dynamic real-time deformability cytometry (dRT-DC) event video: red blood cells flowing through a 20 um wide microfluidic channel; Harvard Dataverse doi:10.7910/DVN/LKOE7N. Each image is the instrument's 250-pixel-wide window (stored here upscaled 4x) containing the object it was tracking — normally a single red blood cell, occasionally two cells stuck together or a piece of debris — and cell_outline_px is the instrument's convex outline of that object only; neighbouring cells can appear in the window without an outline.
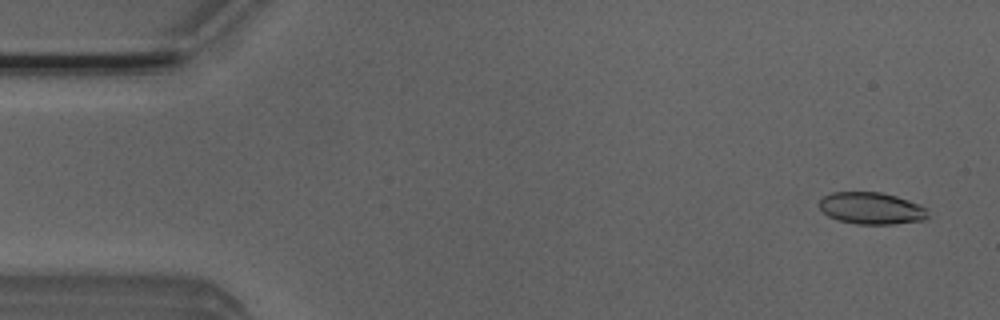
{"species": "Egyptian fruit bat (a non-hibernating species)", "species_latin": "Rousettus aegyptiacus", "temperature_condition": "room temperature", "stored_images_in_passage": 7, "camera_frame_rate_fps": 3000, "um_per_image_px": 0.085, "animal": {"sex": "male"}, "frame": {"image": 1, "passage_image": 1, "time_ms": 0.0, "image_size_px": [1000, 320], "cell_outline_px": [[928, 216], [924, 220], [892, 224], [856, 224], [836, 220], [828, 216], [820, 208], [820, 200], [824, 196], [832, 192], [880, 192], [896, 196], [920, 204], [928, 208]], "centroid_in_image_um": [74.09, 17.71], "position_along_channel_um": 10.9, "area_um2": 20.29}}
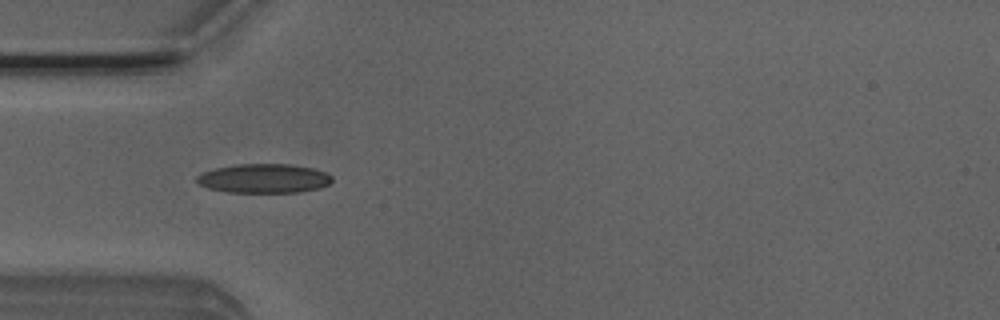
{"frame": {"image": 2, "passage_image": 4, "time_ms": 1.0, "image_size_px": [1000, 320], "cell_outline_px": [[332, 180], [328, 184], [320, 188], [300, 192], [228, 192], [208, 188], [200, 184], [196, 180], [196, 176], [204, 172], [216, 168], [236, 164], [288, 164], [312, 168], [324, 172], [332, 176]], "centroid_in_image_um": [22.43, 15.17], "position_along_channel_um": 62.6, "area_um2": 22.83}}
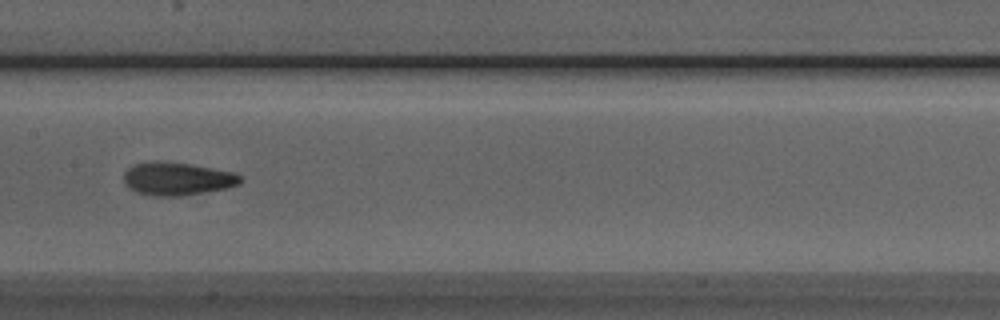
{"frame": {"image": 3, "passage_image": 7, "time_ms": 2.0, "image_size_px": [1000, 320], "cell_outline_px": [[244, 180], [240, 184], [228, 188], [184, 196], [156, 196], [136, 192], [128, 188], [124, 184], [124, 172], [132, 164], [192, 164], [232, 172], [240, 176]], "centroid_in_image_um": [15.1, 15.25], "position_along_channel_um": 192.3, "area_um2": 21.91}}